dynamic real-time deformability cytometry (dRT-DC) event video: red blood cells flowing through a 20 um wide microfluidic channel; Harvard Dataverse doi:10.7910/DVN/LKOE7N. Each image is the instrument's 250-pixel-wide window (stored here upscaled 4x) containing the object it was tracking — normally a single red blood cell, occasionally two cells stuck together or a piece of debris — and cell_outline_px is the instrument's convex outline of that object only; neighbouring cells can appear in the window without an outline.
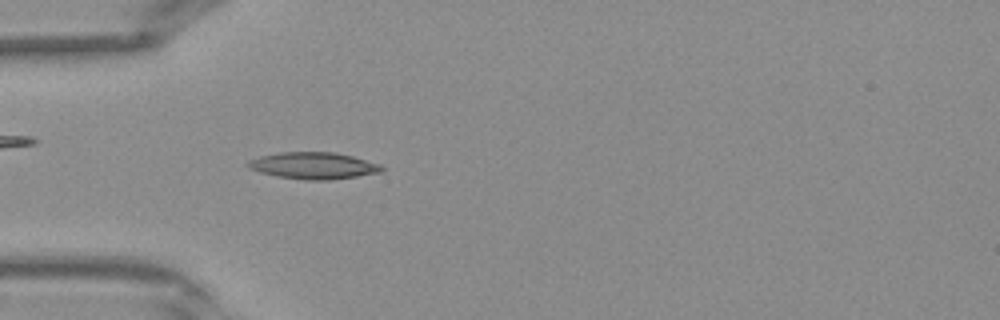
{"species": "Egyptian fruit bat (a non-hibernating species)", "species_latin": "Rousettus aegyptiacus", "temperature_condition": "warm", "stored_images_in_passage": 40, "camera_frame_rate_fps": 3000, "um_per_image_px": 0.085, "frame": {"image": 1, "passage_image": 12, "time_ms": 3.667, "image_size_px": [1000, 320], "cell_outline_px": [[384, 172], [332, 180], [304, 180], [276, 176], [260, 172], [248, 168], [244, 164], [248, 160], [260, 156], [280, 152], [332, 152], [352, 156], [380, 164], [384, 168]], "centroid_in_image_um": [26.63, 14.08], "position_along_channel_um": 58.4, "area_um2": 21.04}}
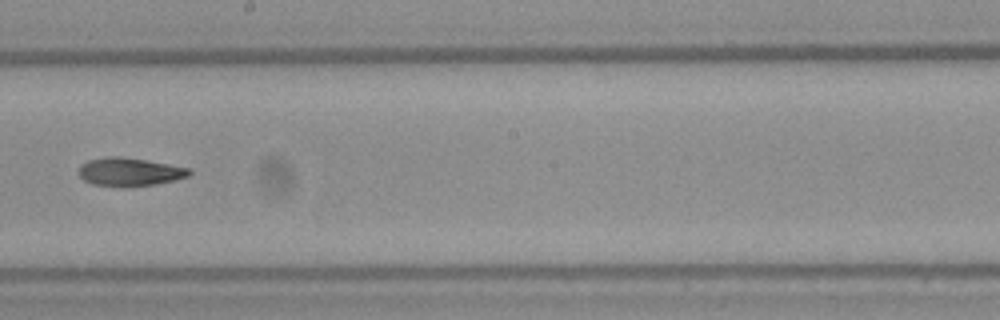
{"frame": {"image": 2, "passage_image": 23, "time_ms": 7.333, "image_size_px": [1000, 320], "cell_outline_px": [[192, 172], [188, 176], [156, 184], [124, 188], [120, 188], [92, 184], [84, 180], [76, 172], [80, 164], [88, 160], [108, 156], [120, 156], [192, 168]], "centroid_in_image_um": [10.96, 14.62], "position_along_channel_um": 237.2, "area_um2": 18.55}}
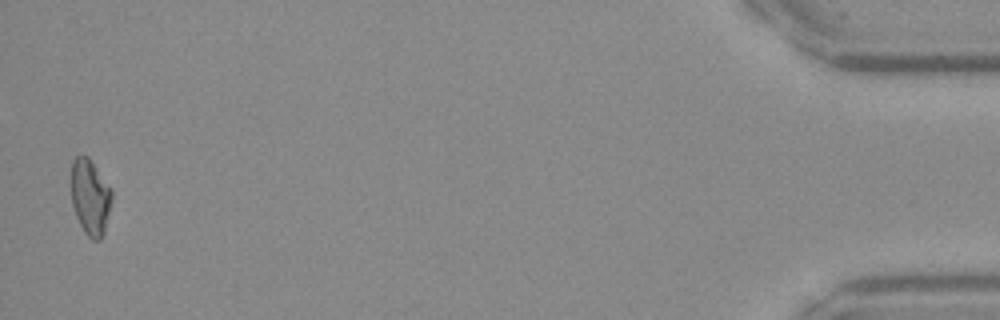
{"frame": {"image": 3, "passage_image": 40, "time_ms": 13.0, "image_size_px": [1000, 320], "cell_outline_px": [[112, 200], [104, 232], [100, 240], [92, 240], [84, 232], [76, 216], [72, 204], [68, 184], [72, 160], [76, 156], [88, 156], [112, 188]], "centroid_in_image_um": [7.63, 16.7], "position_along_channel_um": 427.6, "area_um2": 18.55}}